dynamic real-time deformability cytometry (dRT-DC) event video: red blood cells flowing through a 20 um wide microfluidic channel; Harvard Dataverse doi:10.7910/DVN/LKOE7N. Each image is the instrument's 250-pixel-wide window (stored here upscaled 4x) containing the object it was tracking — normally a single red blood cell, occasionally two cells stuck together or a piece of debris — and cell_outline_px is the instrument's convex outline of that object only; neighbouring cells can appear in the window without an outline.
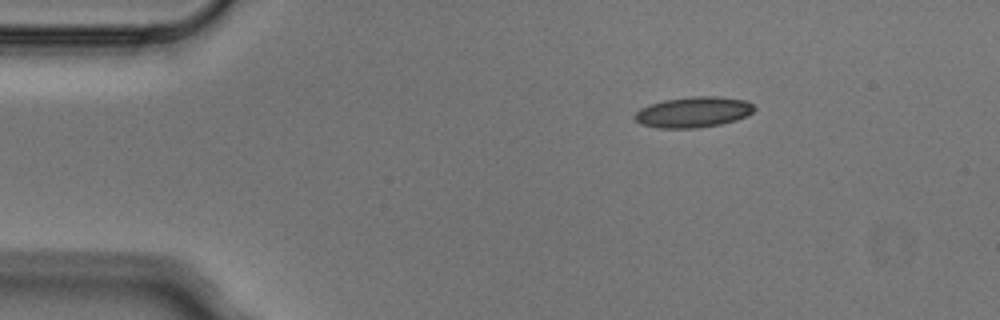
{"species": "Egyptian fruit bat (a non-hibernating species)", "species_latin": "Rousettus aegyptiacus", "temperature_condition": "cold", "stored_images_in_passage": 3, "camera_frame_rate_fps": 3000, "um_per_image_px": 0.085, "animal": {"sex": "male"}, "frame": {"image": 1, "passage_image": 1, "time_ms": 0.0, "image_size_px": [1000, 320], "cell_outline_px": [[756, 108], [748, 116], [736, 120], [720, 124], [696, 128], [660, 128], [640, 124], [636, 120], [636, 112], [640, 108], [648, 104], [664, 100], [692, 96], [720, 96], [748, 100]], "centroid_in_image_um": [58.97, 9.52], "position_along_channel_um": 26.0, "area_um2": 21.5}}
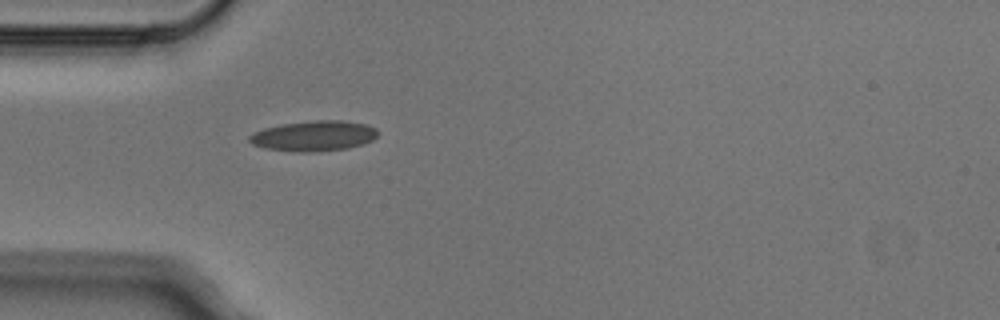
{"frame": {"image": 2, "passage_image": 3, "time_ms": 0.667, "image_size_px": [1000, 320], "cell_outline_px": [[380, 132], [372, 140], [364, 144], [348, 148], [312, 152], [300, 152], [264, 148], [252, 144], [248, 140], [248, 136], [252, 132], [264, 128], [280, 124], [316, 120], [344, 120], [364, 124], [376, 128]], "centroid_in_image_um": [26.66, 11.55], "position_along_channel_um": 58.3, "area_um2": 22.89}}